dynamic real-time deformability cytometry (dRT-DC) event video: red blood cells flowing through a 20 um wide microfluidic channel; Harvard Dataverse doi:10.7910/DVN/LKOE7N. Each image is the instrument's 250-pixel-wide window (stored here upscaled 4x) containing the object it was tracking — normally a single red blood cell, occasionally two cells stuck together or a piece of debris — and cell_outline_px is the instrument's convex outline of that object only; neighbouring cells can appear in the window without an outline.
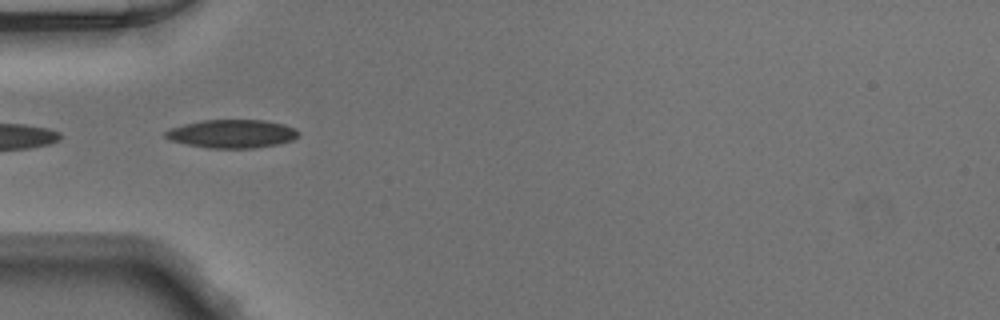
{"species": "Egyptian fruit bat (a non-hibernating species)", "species_latin": "Rousettus aegyptiacus", "temperature_condition": "warm", "stored_images_in_passage": 19, "segment_of_instrument_passage": [2, 2], "camera_frame_rate_fps": 3000, "um_per_image_px": 0.085, "animal": {"sex": "male"}, "frame": {"image": 1, "passage_image": 16, "time_ms": 5.0, "image_size_px": [1000, 320], "cell_outline_px": [[300, 136], [292, 140], [280, 144], [252, 148], [208, 148], [168, 140], [164, 136], [164, 132], [168, 128], [184, 124], [204, 120], [264, 120], [284, 124], [296, 128], [300, 132]], "centroid_in_image_um": [19.74, 11.37], "position_along_channel_um": 65.3, "area_um2": 22.2}}